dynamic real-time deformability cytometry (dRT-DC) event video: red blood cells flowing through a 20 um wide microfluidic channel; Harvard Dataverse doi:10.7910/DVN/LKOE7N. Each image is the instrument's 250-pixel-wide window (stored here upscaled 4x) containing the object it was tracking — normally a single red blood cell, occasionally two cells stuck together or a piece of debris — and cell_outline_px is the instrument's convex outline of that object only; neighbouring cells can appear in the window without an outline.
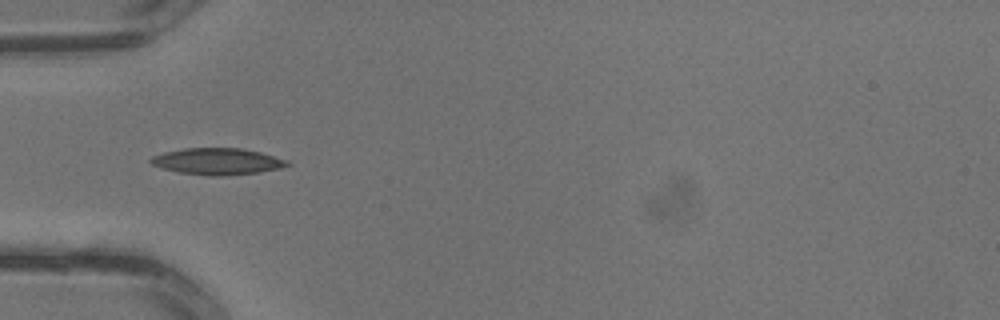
{"species": "common noctule bat (a hibernating species)", "species_latin": "Nyctalus noctula", "temperature_condition": "warm", "stored_images_in_passage": 4, "camera_frame_rate_fps": 3000, "um_per_image_px": 0.085, "animal": {"sex": "male", "body_mass_g": 13.3}, "frame": {"image": 1, "passage_image": 4, "time_ms": 1.0, "image_size_px": [1000, 320], "cell_outline_px": [[292, 164], [280, 168], [260, 172], [224, 176], [208, 176], [180, 172], [160, 168], [152, 164], [148, 160], [152, 156], [164, 152], [184, 148], [240, 148], [260, 152], [288, 160]], "centroid_in_image_um": [18.47, 13.72], "position_along_channel_um": 66.5, "area_um2": 21.21}}